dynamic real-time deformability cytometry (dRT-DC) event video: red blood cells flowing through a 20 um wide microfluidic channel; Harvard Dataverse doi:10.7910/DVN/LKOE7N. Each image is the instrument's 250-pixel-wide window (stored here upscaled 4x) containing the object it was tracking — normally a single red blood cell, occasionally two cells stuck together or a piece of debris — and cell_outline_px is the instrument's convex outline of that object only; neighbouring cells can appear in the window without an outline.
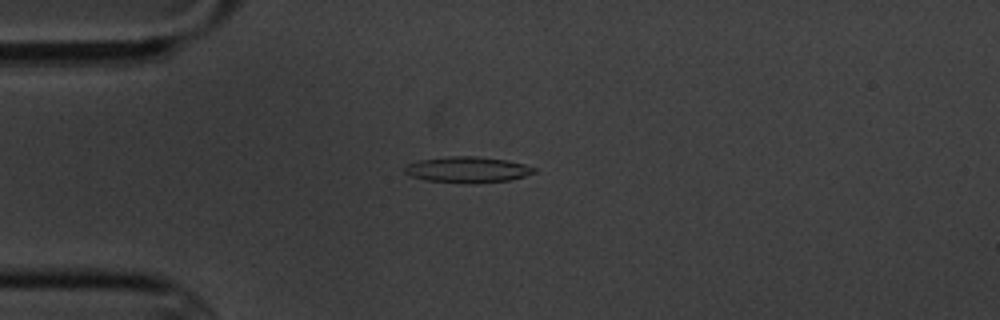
{"species": "common noctule bat (a hibernating species)", "species_latin": "Nyctalus noctula", "temperature_condition": "cold", "stored_images_in_passage": 9, "camera_frame_rate_fps": 3000, "um_per_image_px": 0.085, "animal": {"sex": "male", "body_mass_g": 20.1, "forearm_length_mm": 53.5}, "frame": {"image": 1, "passage_image": 3, "time_ms": 2.333, "image_size_px": [1000, 320], "cell_outline_px": [[536, 172], [524, 176], [508, 180], [428, 180], [412, 176], [404, 172], [404, 168], [408, 164], [420, 160], [448, 156], [476, 156], [504, 160], [524, 164], [536, 168]], "centroid_in_image_um": [39.74, 14.36], "position_along_channel_um": 45.3, "area_um2": 18.21}}
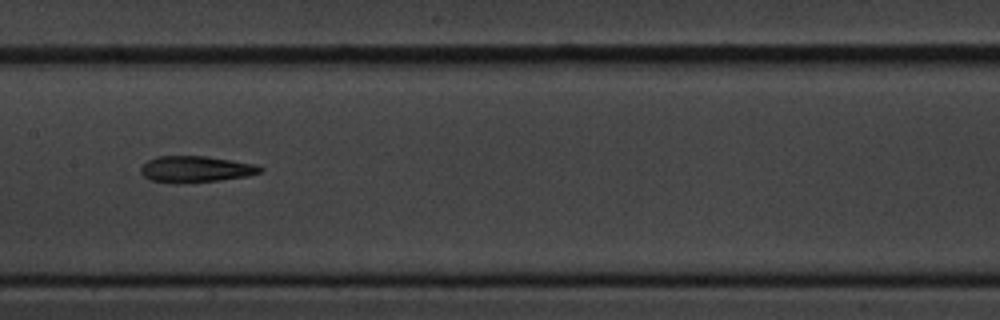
{"frame": {"image": 2, "passage_image": 7, "time_ms": 7.0, "image_size_px": [1000, 320], "cell_outline_px": [[264, 168], [260, 172], [248, 176], [220, 180], [176, 184], [152, 180], [144, 176], [140, 172], [140, 168], [148, 160], [156, 156], [204, 156], [256, 164]], "centroid_in_image_um": [16.62, 14.38], "position_along_channel_um": 190.8, "area_um2": 18.32}}
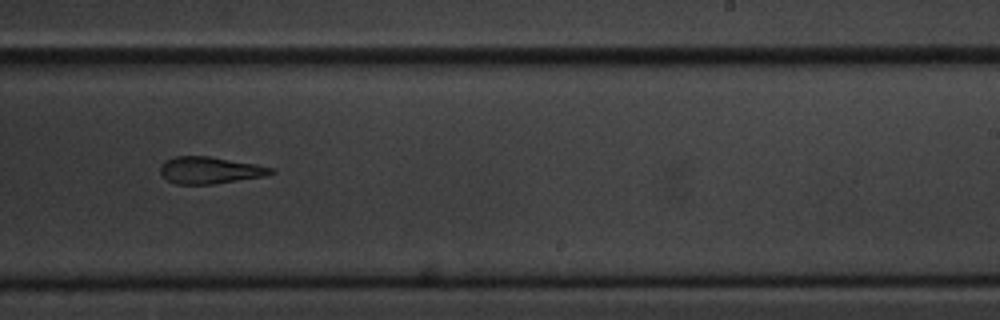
{"frame": {"image": 3, "passage_image": 9, "time_ms": 9.333, "image_size_px": [1000, 320], "cell_outline_px": [[276, 172], [264, 176], [212, 184], [176, 184], [168, 180], [160, 172], [160, 164], [164, 160], [176, 156], [208, 156], [256, 164], [272, 168]], "centroid_in_image_um": [17.81, 14.46], "position_along_channel_um": 271.2, "area_um2": 17.22}}